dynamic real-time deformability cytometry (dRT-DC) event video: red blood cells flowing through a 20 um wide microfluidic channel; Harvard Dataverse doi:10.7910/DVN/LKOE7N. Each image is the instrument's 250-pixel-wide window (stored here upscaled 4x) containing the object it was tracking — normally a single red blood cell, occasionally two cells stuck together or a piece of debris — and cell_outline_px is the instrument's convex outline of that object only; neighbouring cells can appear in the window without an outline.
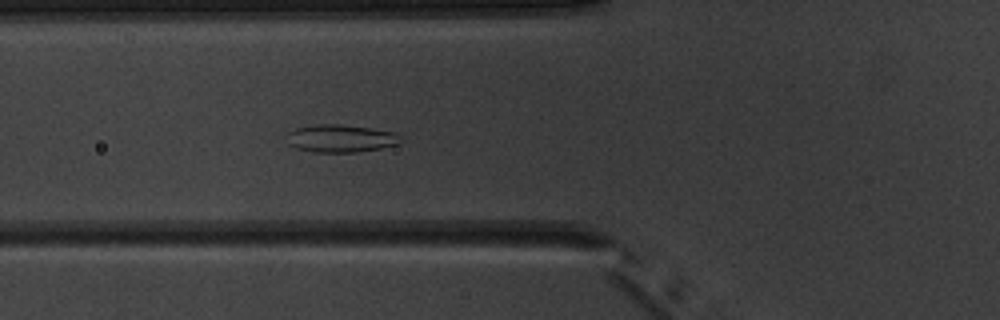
{"species": "common noctule bat (a hibernating species)", "species_latin": "Nyctalus noctula", "temperature_condition": "warm", "stored_images_in_passage": 6, "camera_frame_rate_fps": 3000, "um_per_image_px": 0.085, "animal": {"sex": "male", "body_mass_g": 20.1, "forearm_length_mm": 53.5}, "frame": {"image": 1, "passage_image": 6, "time_ms": 6.667, "image_size_px": [1000, 320], "cell_outline_px": [[404, 140], [396, 144], [380, 148], [356, 152], [312, 152], [296, 148], [288, 144], [284, 132], [296, 128], [316, 124], [340, 124], [368, 128], [392, 132]], "centroid_in_image_um": [28.86, 11.76], "position_along_channel_um": 96.9, "area_um2": 18.38}}